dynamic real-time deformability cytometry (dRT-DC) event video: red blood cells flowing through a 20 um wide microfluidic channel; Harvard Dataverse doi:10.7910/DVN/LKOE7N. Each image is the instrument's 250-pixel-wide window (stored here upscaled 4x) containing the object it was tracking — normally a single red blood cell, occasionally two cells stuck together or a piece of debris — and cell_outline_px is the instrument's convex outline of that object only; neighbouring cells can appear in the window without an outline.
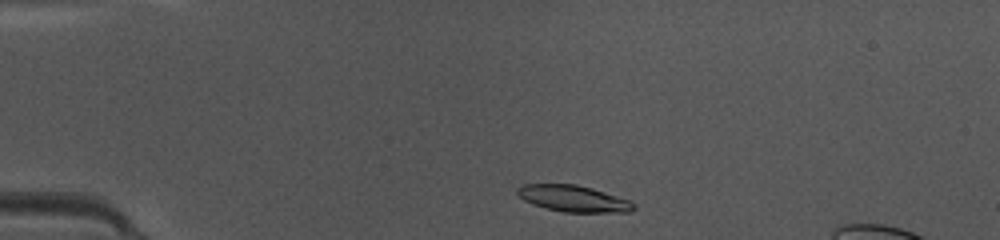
{"species": "common noctule bat (a hibernating species)", "species_latin": "Nyctalus noctula", "temperature_condition": "warm", "stored_images_in_passage": 37, "camera_frame_rate_fps": 3000, "um_per_image_px": 0.085, "animal": {"sex": "female", "body_mass_g": 10.0, "forearm_length_mm": 53.1}, "frame": {"image": 1, "passage_image": 2, "time_ms": 0.333, "image_size_px": [1000, 240], "cell_outline_px": [[636, 208], [628, 212], [564, 212], [544, 208], [532, 204], [524, 200], [516, 192], [516, 188], [524, 184], [576, 184], [592, 188], [632, 200], [636, 204]], "centroid_in_image_um": [48.77, 16.88], "position_along_channel_um": 36.2, "area_um2": 18.09}}
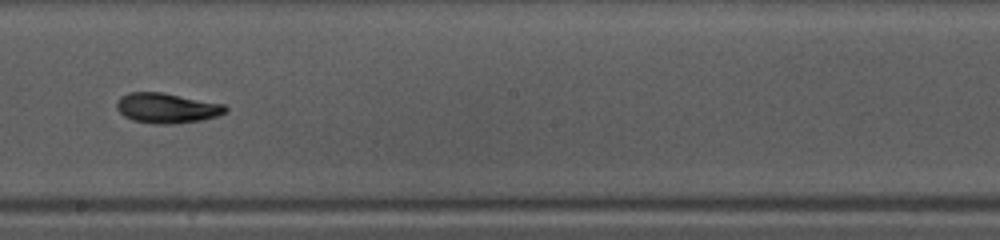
{"frame": {"image": 2, "passage_image": 19, "time_ms": 6.0, "image_size_px": [1000, 240], "cell_outline_px": [[228, 112], [216, 116], [200, 120], [172, 124], [152, 124], [132, 120], [124, 116], [116, 108], [116, 104], [120, 96], [128, 92], [160, 92], [224, 104], [228, 108]], "centroid_in_image_um": [14.16, 9.19], "position_along_channel_um": 234.0, "area_um2": 19.07}}
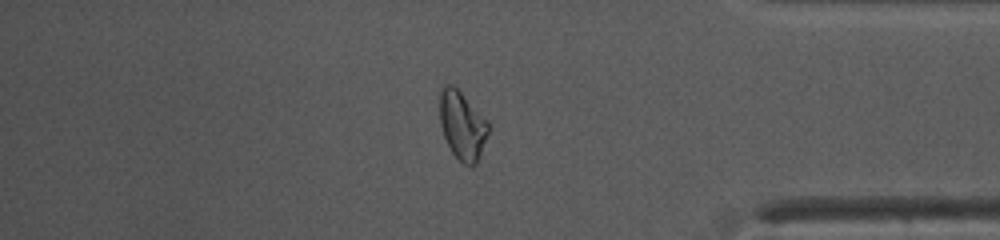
{"frame": {"image": 3, "passage_image": 32, "time_ms": 10.333, "image_size_px": [1000, 240], "cell_outline_px": [[492, 124], [476, 164], [472, 168], [464, 164], [452, 152], [444, 136], [440, 124], [440, 92], [444, 84], [452, 84]], "centroid_in_image_um": [39.32, 10.67], "position_along_channel_um": 395.9, "area_um2": 19.36}}